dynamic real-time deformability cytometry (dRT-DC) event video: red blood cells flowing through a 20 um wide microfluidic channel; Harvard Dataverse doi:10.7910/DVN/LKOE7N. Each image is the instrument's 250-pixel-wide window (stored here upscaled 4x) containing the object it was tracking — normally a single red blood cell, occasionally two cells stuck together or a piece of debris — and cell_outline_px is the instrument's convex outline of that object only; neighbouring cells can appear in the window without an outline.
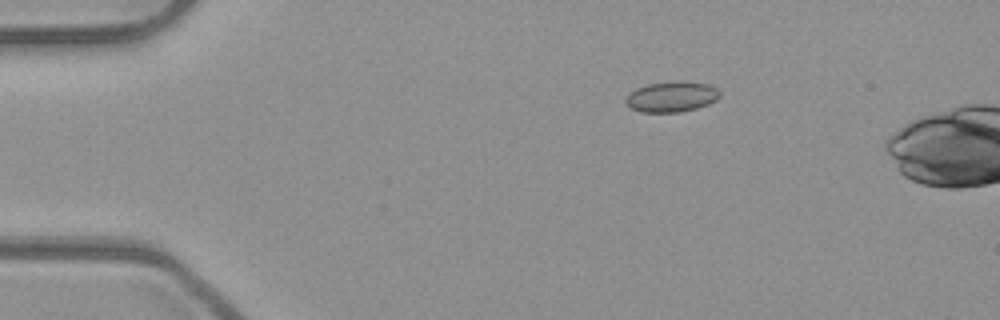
{"species": "common noctule bat (a hibernating species)", "species_latin": "Nyctalus noctula", "temperature_condition": "room temperature", "stored_images_in_passage": 44, "camera_frame_rate_fps": 3000, "um_per_image_px": 0.085, "animal": {"sex": "male", "body_mass_g": 23.1, "forearm_length_mm": 52.7}, "frame": {"image": 1, "passage_image": 1, "time_ms": 0.0, "image_size_px": [1000, 320], "cell_outline_px": [[720, 96], [716, 100], [708, 104], [696, 108], [680, 112], [640, 112], [632, 108], [624, 100], [636, 88], [648, 84], [676, 80], [680, 80], [708, 84], [716, 88], [720, 92]], "centroid_in_image_um": [57.11, 8.21], "position_along_channel_um": 27.9, "area_um2": 16.7}}
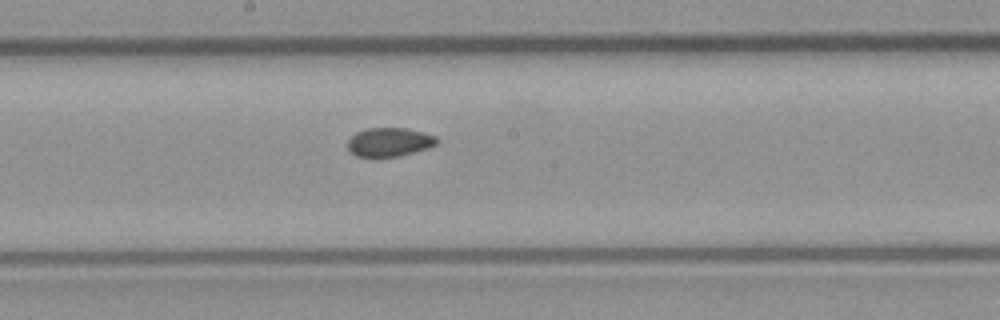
{"frame": {"image": 2, "passage_image": 20, "time_ms": 6.333, "image_size_px": [1000, 320], "cell_outline_px": [[440, 140], [436, 144], [428, 148], [396, 156], [356, 156], [348, 148], [348, 140], [356, 132], [368, 128], [408, 128], [424, 132], [436, 136]], "centroid_in_image_um": [33.13, 12.05], "position_along_channel_um": 215.1, "area_um2": 14.8}}
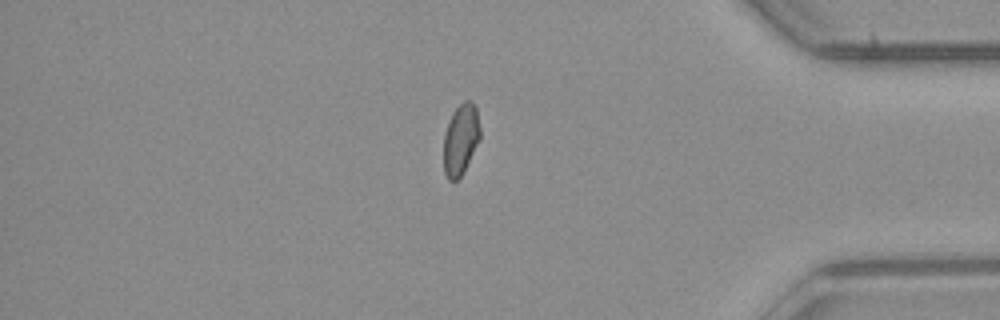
{"frame": {"image": 3, "passage_image": 36, "time_ms": 11.667, "image_size_px": [1000, 320], "cell_outline_px": [[480, 136], [464, 172], [456, 180], [448, 180], [444, 172], [444, 132], [448, 120], [452, 112], [464, 100], [472, 100], [476, 108], [480, 128]], "centroid_in_image_um": [39.14, 11.82], "position_along_channel_um": 396.1, "area_um2": 15.09}, "authors_computed_cell_mechanics": {"area_um2": 15.4904, "velocity_mm_per_s": 3.968, "shape_relaxation_time_tau1_ms": null, "shape_relaxation_time_tau2_ms": 2.5633, "deformation_change_tau1": null, "deformation_change_tau2": 0.0559}}